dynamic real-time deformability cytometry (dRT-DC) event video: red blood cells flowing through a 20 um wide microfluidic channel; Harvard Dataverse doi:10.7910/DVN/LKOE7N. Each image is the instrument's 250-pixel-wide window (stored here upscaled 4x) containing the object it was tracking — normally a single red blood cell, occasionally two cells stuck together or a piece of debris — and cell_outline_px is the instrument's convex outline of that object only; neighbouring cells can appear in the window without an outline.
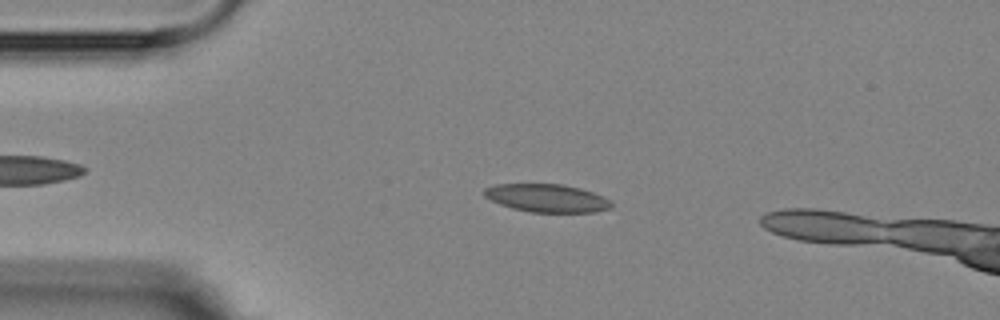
{"species": "Egyptian fruit bat (a non-hibernating species)", "species_latin": "Rousettus aegyptiacus", "temperature_condition": "room temperature", "stored_images_in_passage": 5, "camera_frame_rate_fps": 3000, "um_per_image_px": 0.085, "animal": {"sex": "female"}, "frame": {"image": 1, "passage_image": 3, "time_ms": 2.333, "image_size_px": [1000, 320], "cell_outline_px": [[612, 208], [592, 212], [528, 212], [512, 208], [500, 204], [484, 196], [484, 188], [496, 184], [564, 184], [580, 188], [604, 196], [612, 200]], "centroid_in_image_um": [46.51, 16.83], "position_along_channel_um": 38.5, "area_um2": 20.87}}